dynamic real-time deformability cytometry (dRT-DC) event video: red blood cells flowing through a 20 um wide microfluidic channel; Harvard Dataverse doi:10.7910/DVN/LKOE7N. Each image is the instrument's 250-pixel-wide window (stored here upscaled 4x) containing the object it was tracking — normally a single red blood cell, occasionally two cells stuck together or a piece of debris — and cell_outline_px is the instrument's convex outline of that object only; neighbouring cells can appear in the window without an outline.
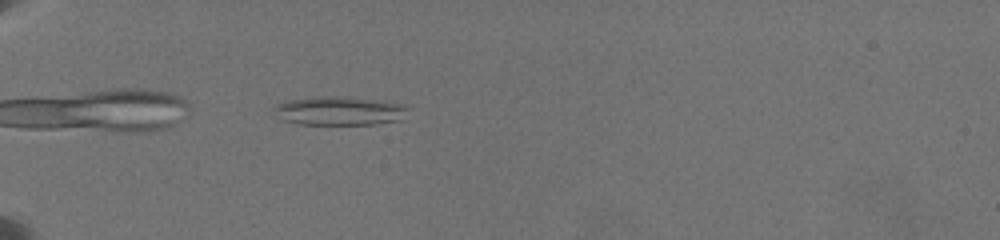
{"species": "common noctule bat (a hibernating species)", "species_latin": "Nyctalus noctula", "temperature_condition": "warm", "stored_images_in_passage": 3, "camera_frame_rate_fps": 3000, "um_per_image_px": 0.085, "animal": {"sex": "female", "body_mass_g": 19.5, "forearm_length_mm": 54.1}, "frame": {"image": 1, "passage_image": 1, "time_ms": 0.0, "image_size_px": [1000, 240], "cell_outline_px": [[408, 108], [400, 120], [372, 124], [296, 124], [284, 120], [272, 108], [276, 104], [288, 100], [316, 96], [344, 96], [384, 100], [408, 104]], "centroid_in_image_um": [28.88, 9.4], "position_along_channel_um": 56.1, "area_um2": 22.66}}